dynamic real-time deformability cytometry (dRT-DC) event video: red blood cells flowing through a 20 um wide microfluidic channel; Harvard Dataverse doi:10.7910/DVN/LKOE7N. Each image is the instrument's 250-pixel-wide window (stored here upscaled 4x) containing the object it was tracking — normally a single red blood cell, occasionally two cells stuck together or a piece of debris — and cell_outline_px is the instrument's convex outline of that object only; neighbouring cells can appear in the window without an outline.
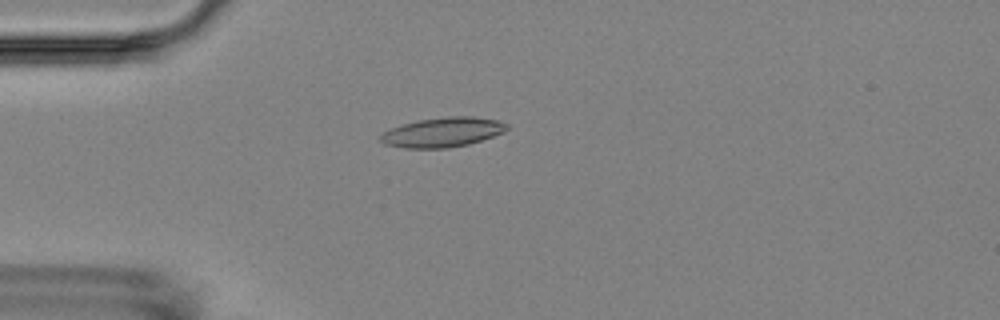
{"species": "Egyptian fruit bat (a non-hibernating species)", "species_latin": "Rousettus aegyptiacus", "temperature_condition": "room temperature", "stored_images_in_passage": 3, "camera_frame_rate_fps": 3000, "um_per_image_px": 0.085, "animal": {"sex": "female"}, "frame": {"image": 1, "passage_image": 3, "time_ms": 2.333, "image_size_px": [1000, 320], "cell_outline_px": [[508, 128], [504, 132], [468, 144], [448, 148], [404, 148], [384, 144], [380, 140], [380, 136], [384, 132], [392, 128], [416, 120], [448, 116], [472, 116], [496, 120], [508, 124]], "centroid_in_image_um": [37.62, 11.24], "position_along_channel_um": 47.4, "area_um2": 21.68}}